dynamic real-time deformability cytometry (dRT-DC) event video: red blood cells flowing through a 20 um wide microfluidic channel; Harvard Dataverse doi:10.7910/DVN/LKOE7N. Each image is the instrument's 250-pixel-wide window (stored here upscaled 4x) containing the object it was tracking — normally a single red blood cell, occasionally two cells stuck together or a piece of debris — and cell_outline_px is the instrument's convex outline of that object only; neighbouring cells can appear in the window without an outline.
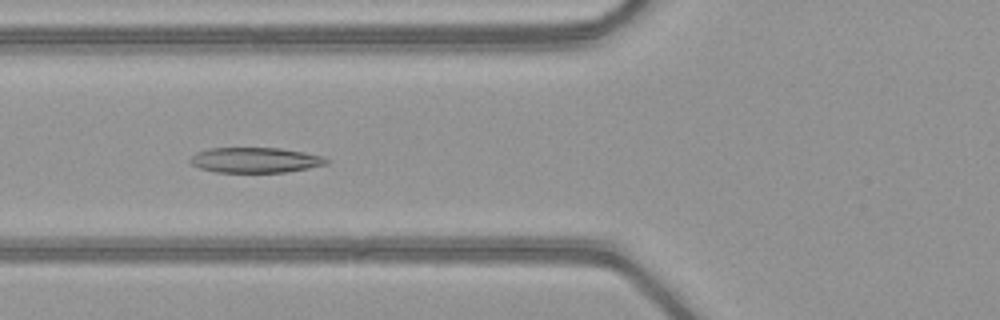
{"species": "common noctule bat (a hibernating species)", "species_latin": "Nyctalus noctula", "temperature_condition": "warm", "stored_images_in_passage": 51, "camera_frame_rate_fps": 3000, "um_per_image_px": 0.085, "animal": {"sex": "female", "body_mass_g": 21.9}, "frame": {"image": 1, "passage_image": 20, "time_ms": 6.333, "image_size_px": [1000, 320], "cell_outline_px": [[332, 160], [328, 164], [288, 172], [216, 172], [200, 168], [192, 164], [188, 160], [196, 152], [208, 148], [280, 148], [304, 152], [324, 156]], "centroid_in_image_um": [21.74, 13.6], "position_along_channel_um": 104.1, "area_um2": 20.23}}
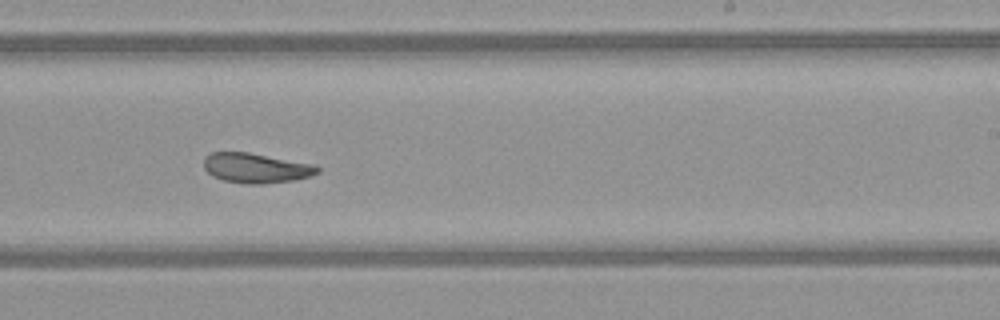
{"frame": {"image": 2, "passage_image": 32, "time_ms": 10.333, "image_size_px": [1000, 320], "cell_outline_px": [[320, 172], [296, 180], [264, 184], [244, 184], [224, 180], [212, 176], [204, 168], [204, 156], [212, 152], [248, 152], [316, 164], [320, 168]], "centroid_in_image_um": [21.78, 14.28], "position_along_channel_um": 267.2, "area_um2": 20.0}}
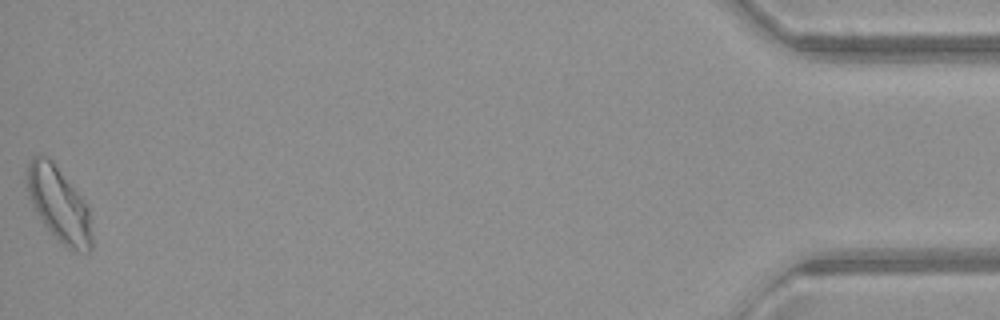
{"frame": {"image": 3, "passage_image": 51, "time_ms": 16.667, "image_size_px": [1000, 320], "cell_outline_px": [[92, 248], [88, 252], [68, 248], [44, 224], [36, 212], [28, 196], [28, 164], [32, 156], [36, 152], [48, 156], [52, 160], [88, 204], [92, 236]], "centroid_in_image_um": [5.02, 17.31], "position_along_channel_um": 430.2, "area_um2": 27.98}, "authors_computed_cell_mechanics": {"area_um2": 22.6576, "velocity_mm_per_s": 4.0758, "shape_relaxation_time_tau1_ms": 6.905, "shape_relaxation_time_tau2_ms": 2.9203, "deformation_change_tau1": 0.1797, "deformation_change_tau2": 0.082}}